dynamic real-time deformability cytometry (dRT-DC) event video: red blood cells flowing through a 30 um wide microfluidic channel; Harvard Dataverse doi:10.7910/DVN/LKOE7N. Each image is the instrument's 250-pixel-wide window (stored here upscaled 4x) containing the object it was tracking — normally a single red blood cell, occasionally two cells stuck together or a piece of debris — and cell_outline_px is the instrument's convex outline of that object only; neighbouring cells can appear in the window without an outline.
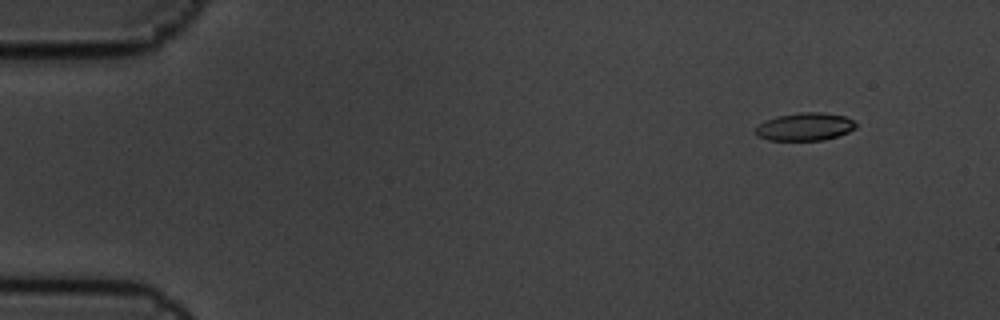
{"species": "common noctule bat (a hibernating species)", "species_latin": "Nyctalus noctula", "temperature_condition": "cold", "stored_images_in_passage": 7, "camera_frame_rate_fps": 3000, "um_per_image_px": 0.085, "animal": {"sex": "male", "body_mass_g": 19.5, "forearm_length_mm": 54.6}, "frame": {"image": 1, "passage_image": 1, "time_ms": 0.0, "image_size_px": [1000, 320], "cell_outline_px": [[856, 128], [848, 132], [824, 140], [768, 140], [756, 136], [756, 128], [760, 124], [776, 116], [800, 112], [824, 112], [844, 116], [852, 120], [856, 124]], "centroid_in_image_um": [68.42, 10.77], "position_along_channel_um": 16.6, "area_um2": 16.18}}
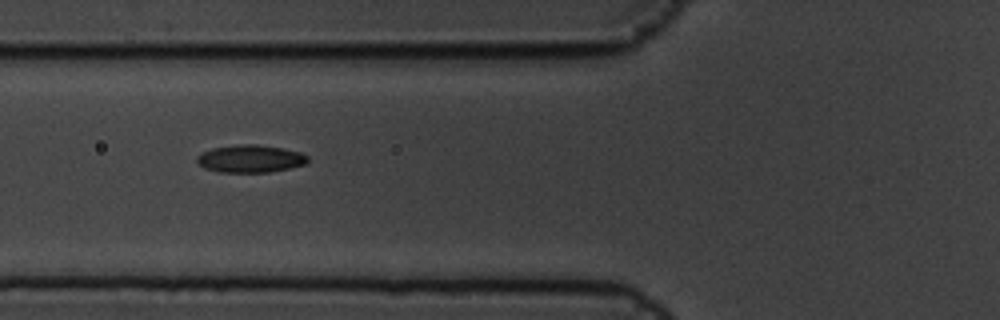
{"frame": {"image": 2, "passage_image": 6, "time_ms": 1.667, "image_size_px": [1000, 320], "cell_outline_px": [[308, 160], [304, 164], [288, 168], [268, 172], [220, 172], [204, 168], [196, 164], [196, 156], [212, 148], [244, 144], [256, 144], [280, 148], [300, 152], [308, 156]], "centroid_in_image_um": [21.23, 13.49], "position_along_channel_um": 104.6, "area_um2": 17.63}}
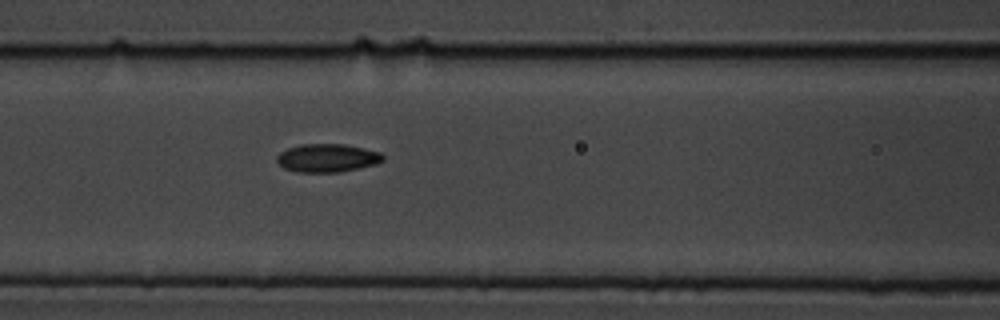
{"frame": {"image": 3, "passage_image": 7, "time_ms": 2.0, "image_size_px": [1000, 320], "cell_outline_px": [[384, 160], [376, 164], [340, 172], [296, 172], [284, 168], [276, 160], [276, 156], [280, 152], [288, 148], [300, 144], [344, 144], [364, 148], [380, 152], [384, 156]], "centroid_in_image_um": [27.81, 13.42], "position_along_channel_um": 138.8, "area_um2": 17.51}}